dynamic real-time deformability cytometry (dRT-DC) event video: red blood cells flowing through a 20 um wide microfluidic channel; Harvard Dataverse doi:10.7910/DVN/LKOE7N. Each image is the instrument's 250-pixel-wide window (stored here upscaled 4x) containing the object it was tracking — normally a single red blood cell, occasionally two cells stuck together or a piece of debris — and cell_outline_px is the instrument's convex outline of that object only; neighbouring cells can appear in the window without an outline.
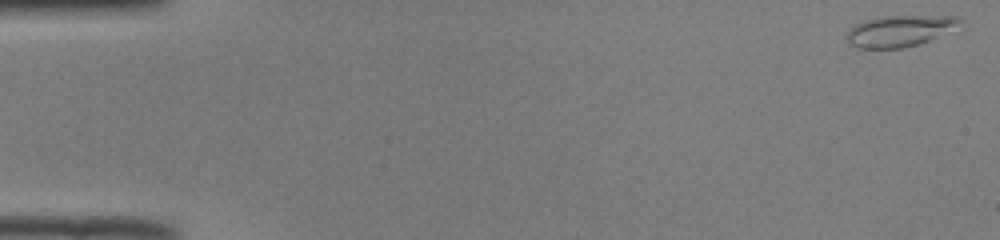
{"species": "common noctule bat (a hibernating species)", "species_latin": "Nyctalus noctula", "temperature_condition": "room temperature", "stored_images_in_passage": 51, "camera_frame_rate_fps": 3000, "um_per_image_px": 0.085, "animal": {"sex": "male", "body_mass_g": 19.0, "forearm_length_mm": 50.8}, "frame": {"image": 1, "passage_image": 1, "time_ms": 0.0, "image_size_px": [1000, 240], "cell_outline_px": [[960, 20], [936, 36], [928, 40], [916, 44], [900, 48], [856, 48], [848, 44], [848, 32], [856, 24], [868, 20], [884, 16], [956, 16]], "centroid_in_image_um": [76.33, 2.64], "position_along_channel_um": 8.7, "area_um2": 19.48}}
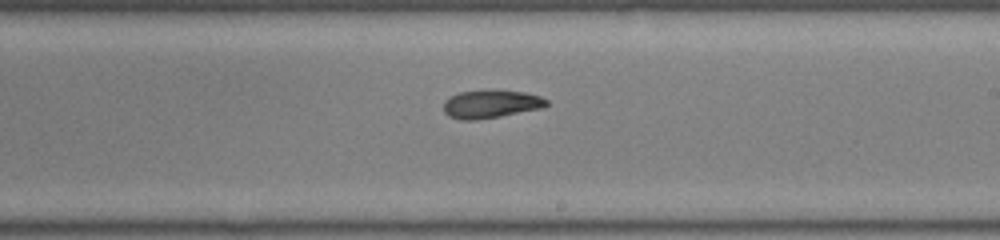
{"frame": {"image": 2, "passage_image": 30, "time_ms": 9.667, "image_size_px": [1000, 240], "cell_outline_px": [[548, 104], [544, 108], [500, 116], [476, 120], [460, 120], [448, 116], [444, 112], [444, 100], [448, 96], [460, 92], [488, 88], [492, 88], [524, 92], [540, 96], [548, 100]], "centroid_in_image_um": [41.71, 8.81], "position_along_channel_um": 247.3, "area_um2": 17.46}}
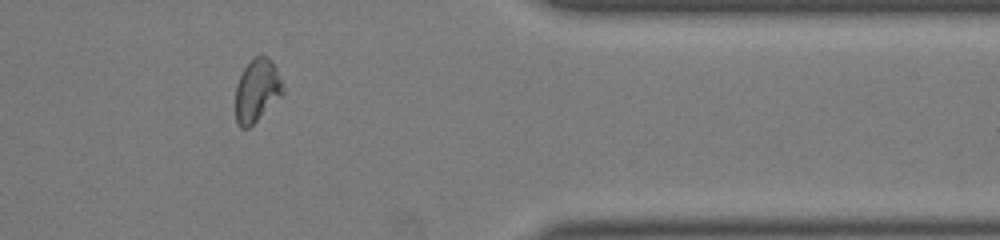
{"frame": {"image": 3, "passage_image": 42, "time_ms": 13.667, "image_size_px": [1000, 240], "cell_outline_px": [[284, 92], [248, 128], [240, 128], [236, 124], [236, 84], [244, 68], [256, 56], [268, 56], [272, 60], [284, 84]], "centroid_in_image_um": [21.84, 7.67], "position_along_channel_um": 389.6, "area_um2": 17.11}, "authors_computed_cell_mechanics": {"area_um2": 17.8602, "velocity_mm_per_s": 4.0007, "shape_relaxation_time_tau1_ms": 4.1966, "shape_relaxation_time_tau2_ms": 6.4035, "deformation_change_tau1": 0.1241, "deformation_change_tau2": 0.1137}}